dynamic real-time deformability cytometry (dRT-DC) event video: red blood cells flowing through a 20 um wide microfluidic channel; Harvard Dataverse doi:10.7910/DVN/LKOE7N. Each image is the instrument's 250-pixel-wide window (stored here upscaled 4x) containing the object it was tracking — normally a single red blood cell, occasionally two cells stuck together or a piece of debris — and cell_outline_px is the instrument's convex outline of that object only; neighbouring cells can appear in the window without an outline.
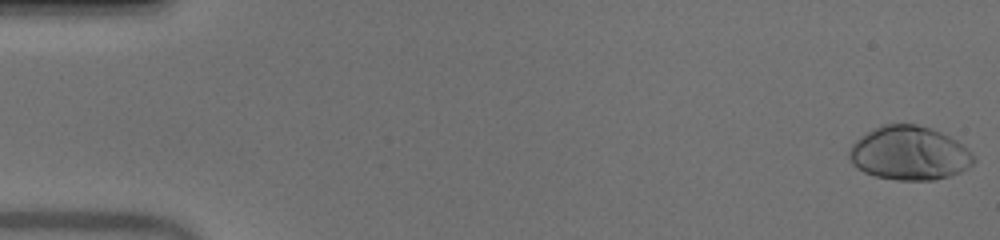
{"species": "human", "species_latin": "Homo sapiens", "temperature_condition": "warm", "stored_images_in_passage": 50, "camera_frame_rate_fps": 3000, "um_per_image_px": 0.085, "donor": {"sex": "male"}, "frame": {"image": 1, "passage_image": 1, "time_ms": 0.0, "image_size_px": [1000, 240], "cell_outline_px": [[976, 160], [972, 164], [960, 172], [948, 176], [932, 180], [896, 180], [876, 176], [864, 172], [856, 168], [852, 164], [848, 156], [848, 152], [852, 144], [856, 140], [868, 132], [884, 124], [916, 124], [940, 132], [956, 140], [972, 152]], "centroid_in_image_um": [77.28, 13.03], "position_along_channel_um": 7.7, "area_um2": 38.84}}
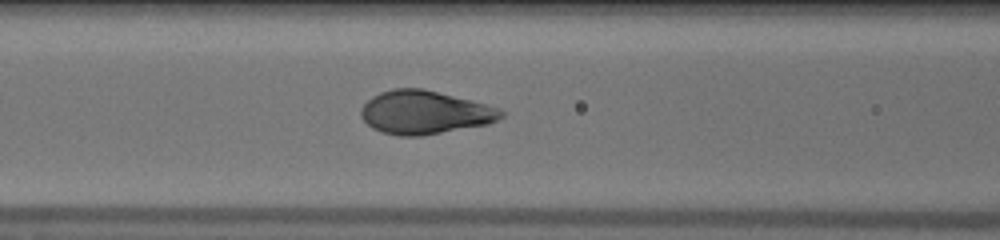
{"frame": {"image": 2, "passage_image": 22, "time_ms": 7.0, "image_size_px": [1000, 240], "cell_outline_px": [[504, 116], [488, 124], [420, 136], [400, 136], [380, 132], [372, 128], [360, 116], [360, 108], [372, 96], [380, 92], [392, 88], [424, 88], [472, 100], [500, 108], [504, 112]], "centroid_in_image_um": [36.08, 9.54], "position_along_channel_um": 130.5, "area_um2": 35.6}}
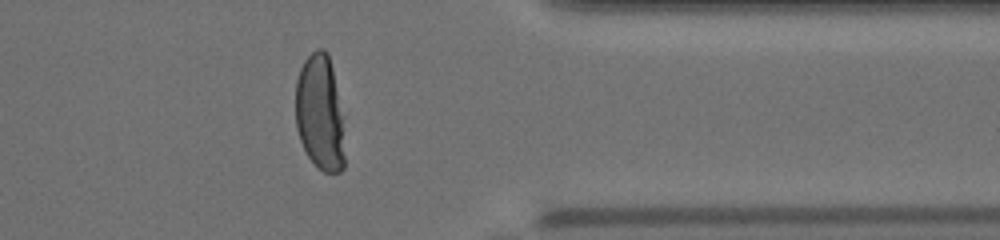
{"frame": {"image": 3, "passage_image": 42, "time_ms": 13.667, "image_size_px": [1000, 240], "cell_outline_px": [[344, 168], [340, 172], [324, 172], [308, 156], [300, 140], [296, 128], [296, 80], [300, 68], [304, 60], [316, 48], [324, 48], [328, 52], [344, 116]], "centroid_in_image_um": [27.22, 9.57], "position_along_channel_um": 384.2, "area_um2": 33.58}}